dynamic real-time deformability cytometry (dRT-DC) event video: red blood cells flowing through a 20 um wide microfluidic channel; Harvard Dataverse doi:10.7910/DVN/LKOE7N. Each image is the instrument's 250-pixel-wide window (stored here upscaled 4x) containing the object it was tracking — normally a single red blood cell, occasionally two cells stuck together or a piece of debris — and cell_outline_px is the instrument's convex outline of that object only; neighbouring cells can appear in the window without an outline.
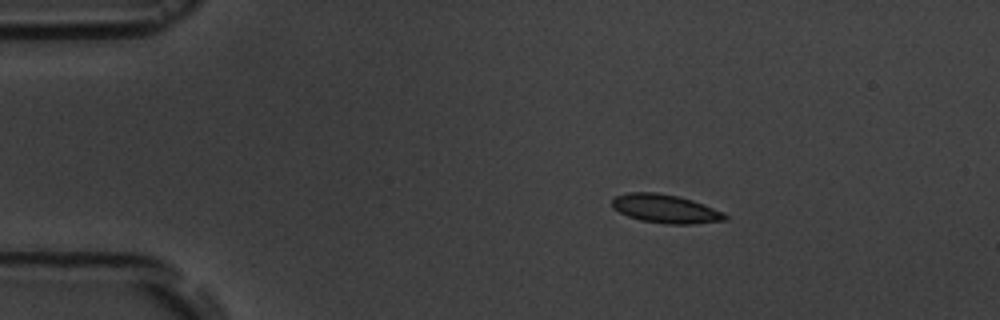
{"species": "common noctule bat (a hibernating species)", "species_latin": "Nyctalus noctula", "temperature_condition": "room temperature", "stored_images_in_passage": 4, "camera_frame_rate_fps": 3000, "um_per_image_px": 0.085, "animal": {"sex": "male", "body_mass_g": 19.5, "forearm_length_mm": 54.6}, "frame": {"image": 1, "passage_image": 2, "time_ms": 2.0, "image_size_px": [1000, 320], "cell_outline_px": [[728, 220], [692, 224], [668, 224], [640, 220], [628, 216], [612, 208], [612, 200], [616, 196], [628, 192], [656, 192], [676, 196], [692, 200], [724, 212], [728, 216]], "centroid_in_image_um": [56.57, 17.75], "position_along_channel_um": 28.4, "area_um2": 18.79}}